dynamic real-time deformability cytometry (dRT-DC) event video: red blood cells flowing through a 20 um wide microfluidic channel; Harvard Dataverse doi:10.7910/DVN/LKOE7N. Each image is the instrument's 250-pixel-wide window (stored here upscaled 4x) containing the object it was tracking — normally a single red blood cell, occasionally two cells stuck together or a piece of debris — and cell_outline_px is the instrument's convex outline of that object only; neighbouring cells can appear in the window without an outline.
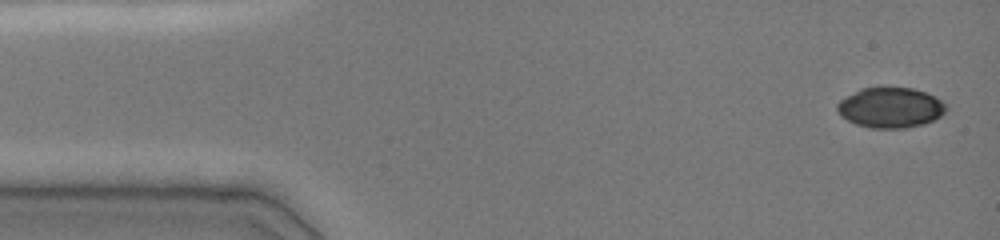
{"species": "common noctule bat (a hibernating species)", "species_latin": "Nyctalus noctula", "temperature_condition": "cold", "stored_images_in_passage": 4, "camera_frame_rate_fps": 3000, "um_per_image_px": 0.085, "animal": {"sex": "female", "body_mass_g": 19.0, "forearm_length_mm": 51.5}, "frame": {"image": 1, "passage_image": 1, "time_ms": 0.0, "image_size_px": [1000, 240], "cell_outline_px": [[944, 112], [940, 116], [924, 124], [908, 128], [872, 128], [856, 124], [840, 116], [836, 108], [836, 104], [840, 100], [864, 88], [912, 88], [924, 92], [940, 100], [944, 104]], "centroid_in_image_um": [75.65, 9.17], "position_along_channel_um": 9.3, "area_um2": 25.09}}
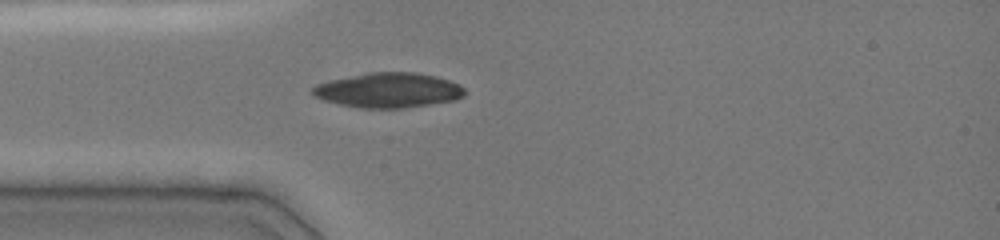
{"frame": {"image": 2, "passage_image": 4, "time_ms": 3.667, "image_size_px": [1000, 240], "cell_outline_px": [[464, 96], [456, 100], [404, 108], [360, 108], [336, 104], [312, 96], [312, 88], [316, 84], [328, 80], [368, 72], [412, 72], [436, 76], [448, 80], [464, 88]], "centroid_in_image_um": [32.96, 7.67], "position_along_channel_um": 52.0, "area_um2": 31.04}}